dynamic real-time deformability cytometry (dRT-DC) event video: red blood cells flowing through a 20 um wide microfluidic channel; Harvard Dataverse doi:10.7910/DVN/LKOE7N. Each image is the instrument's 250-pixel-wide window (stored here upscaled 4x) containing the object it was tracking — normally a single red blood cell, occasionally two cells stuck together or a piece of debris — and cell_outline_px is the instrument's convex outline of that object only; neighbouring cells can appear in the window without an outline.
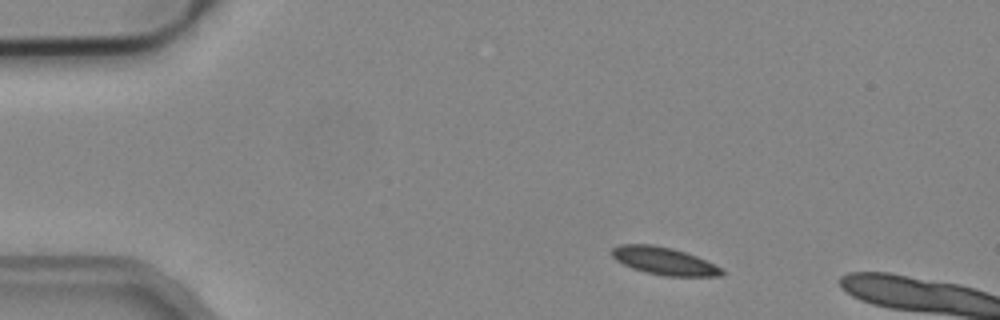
{"species": "common noctule bat (a hibernating species)", "species_latin": "Nyctalus noctula", "temperature_condition": "cold", "stored_images_in_passage": 2, "camera_frame_rate_fps": 3000, "um_per_image_px": 0.085, "animal": {"sex": "male", "body_mass_g": 19.2, "forearm_length_mm": 51.8}, "frame": {"image": 1, "passage_image": 1, "time_ms": 0.0, "image_size_px": [1000, 320], "cell_outline_px": [[724, 272], [720, 276], [664, 276], [644, 272], [632, 268], [616, 260], [612, 256], [612, 248], [620, 244], [652, 244], [672, 248], [696, 256], [724, 268]], "centroid_in_image_um": [56.45, 22.18], "position_along_channel_um": 28.5, "area_um2": 17.69}}